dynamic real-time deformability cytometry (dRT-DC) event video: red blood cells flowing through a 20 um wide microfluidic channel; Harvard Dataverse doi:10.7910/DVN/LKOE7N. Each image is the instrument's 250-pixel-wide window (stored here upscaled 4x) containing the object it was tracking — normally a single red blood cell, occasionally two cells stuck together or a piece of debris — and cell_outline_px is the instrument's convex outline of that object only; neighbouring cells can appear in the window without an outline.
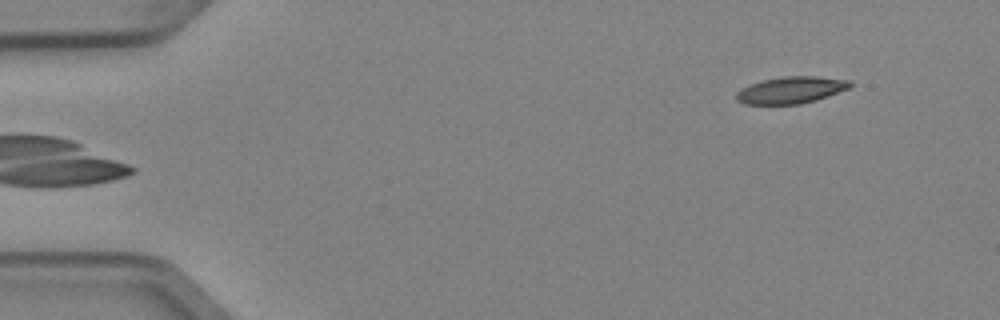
{"species": "Egyptian fruit bat (a non-hibernating species)", "species_latin": "Rousettus aegyptiacus", "temperature_condition": "cold", "stored_images_in_passage": 5, "camera_frame_rate_fps": 3000, "um_per_image_px": 0.085, "animal": {"sex": "female"}, "frame": {"image": 1, "passage_image": 5, "time_ms": 1.333, "image_size_px": [1000, 320], "cell_outline_px": [[852, 88], [816, 100], [800, 104], [744, 104], [736, 100], [736, 92], [752, 84], [764, 80], [784, 76], [816, 76], [852, 80]], "centroid_in_image_um": [67.31, 7.65], "position_along_channel_um": 17.7, "area_um2": 17.8}}